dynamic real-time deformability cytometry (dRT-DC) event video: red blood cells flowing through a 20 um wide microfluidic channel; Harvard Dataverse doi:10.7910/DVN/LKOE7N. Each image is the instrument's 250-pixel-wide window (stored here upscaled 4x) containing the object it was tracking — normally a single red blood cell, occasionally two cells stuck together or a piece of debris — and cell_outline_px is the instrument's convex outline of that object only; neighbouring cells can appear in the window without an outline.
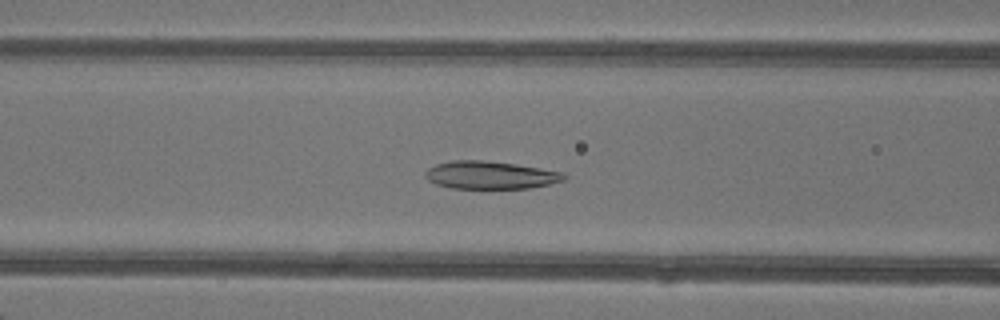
{"species": "common noctule bat (a hibernating species)", "species_latin": "Nyctalus noctula", "temperature_condition": "warm", "stored_images_in_passage": 39, "camera_frame_rate_fps": 3000, "um_per_image_px": 0.085, "animal": {"sex": "female"}, "frame": {"image": 1, "passage_image": 11, "time_ms": 3.333, "image_size_px": [1000, 320], "cell_outline_px": [[568, 176], [564, 180], [548, 184], [528, 188], [452, 188], [436, 184], [428, 180], [424, 176], [424, 172], [428, 168], [436, 164], [452, 160], [484, 160], [516, 164], [564, 172]], "centroid_in_image_um": [41.67, 14.87], "position_along_channel_um": 124.9, "area_um2": 22.48}}
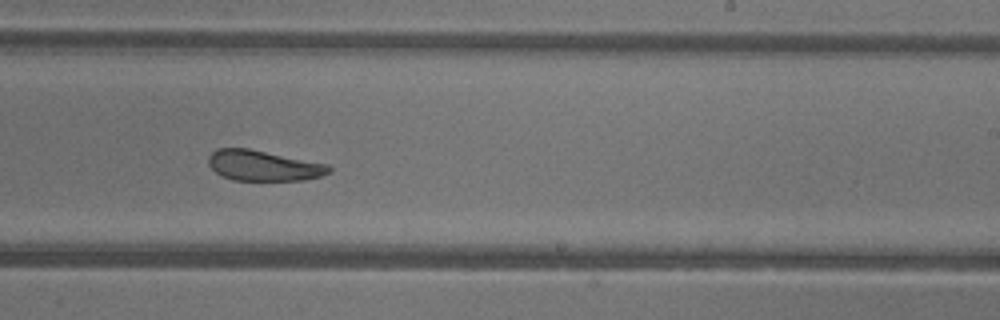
{"frame": {"image": 2, "passage_image": 21, "time_ms": 6.667, "image_size_px": [1000, 320], "cell_outline_px": [[332, 172], [320, 176], [304, 180], [232, 180], [216, 172], [208, 164], [208, 156], [216, 148], [248, 148], [328, 164], [332, 168]], "centroid_in_image_um": [22.4, 14.07], "position_along_channel_um": 266.6, "area_um2": 21.39}}
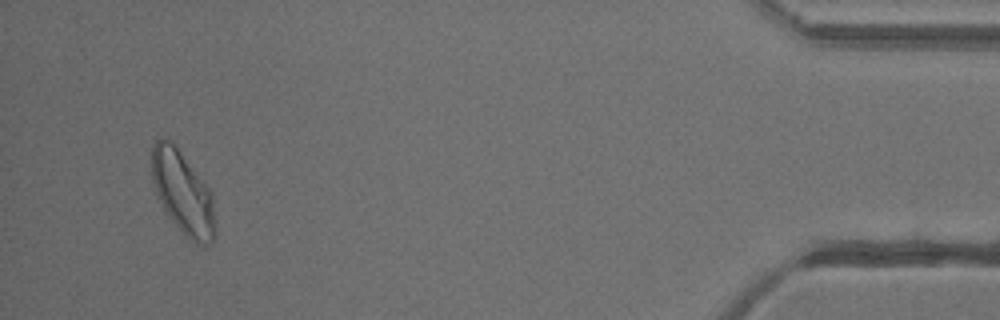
{"frame": {"image": 3, "passage_image": 37, "time_ms": 12.0, "image_size_px": [1000, 320], "cell_outline_px": [[216, 240], [208, 244], [196, 244], [184, 236], [168, 216], [156, 192], [152, 180], [152, 144], [160, 136], [172, 140], [208, 188], [212, 196], [216, 220]], "centroid_in_image_um": [15.55, 16.41], "position_along_channel_um": 419.6, "area_um2": 30.87}, "authors_computed_cell_mechanics": {"area_um2": 23.987, "velocity_mm_per_s": 4.2555, "shape_relaxation_time_tau1_ms": null, "shape_relaxation_time_tau2_ms": 2.3998, "deformation_change_tau1": null, "deformation_change_tau2": 0.0754}}